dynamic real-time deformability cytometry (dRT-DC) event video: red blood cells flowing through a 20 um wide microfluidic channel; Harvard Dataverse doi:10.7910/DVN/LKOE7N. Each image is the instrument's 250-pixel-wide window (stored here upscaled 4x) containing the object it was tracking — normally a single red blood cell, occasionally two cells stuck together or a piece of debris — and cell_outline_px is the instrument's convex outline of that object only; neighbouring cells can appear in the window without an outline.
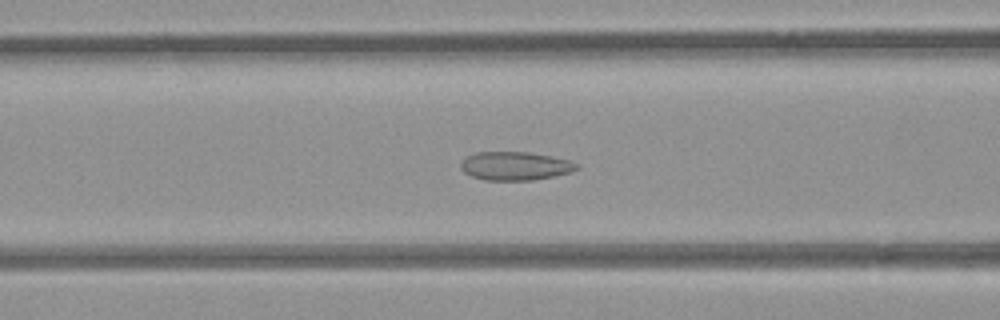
{"species": "common noctule bat (a hibernating species)", "species_latin": "Nyctalus noctula", "temperature_condition": "room temperature", "stored_images_in_passage": 42, "camera_frame_rate_fps": 3000, "um_per_image_px": 0.085, "animal": {"sex": "female", "body_mass_g": 21.9}, "frame": {"image": 1, "passage_image": 13, "time_ms": 4.0, "image_size_px": [1000, 320], "cell_outline_px": [[580, 168], [572, 172], [556, 176], [532, 180], [484, 180], [472, 176], [464, 172], [460, 168], [460, 164], [464, 156], [476, 152], [528, 152], [552, 156], [572, 160], [580, 164]], "centroid_in_image_um": [43.83, 14.1], "position_along_channel_um": 122.8, "area_um2": 19.65}}
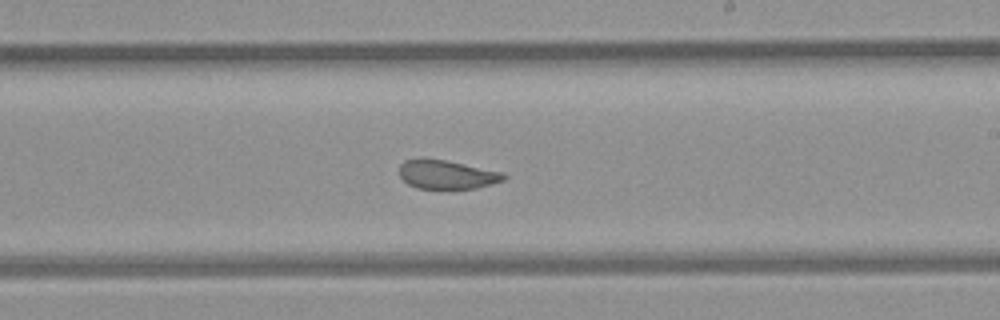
{"frame": {"image": 2, "passage_image": 23, "time_ms": 7.333, "image_size_px": [1000, 320], "cell_outline_px": [[508, 176], [504, 180], [492, 184], [476, 188], [416, 188], [408, 184], [400, 176], [400, 164], [404, 160], [420, 156], [444, 160], [504, 172]], "centroid_in_image_um": [37.96, 14.81], "position_along_channel_um": 251.0, "area_um2": 17.74}}
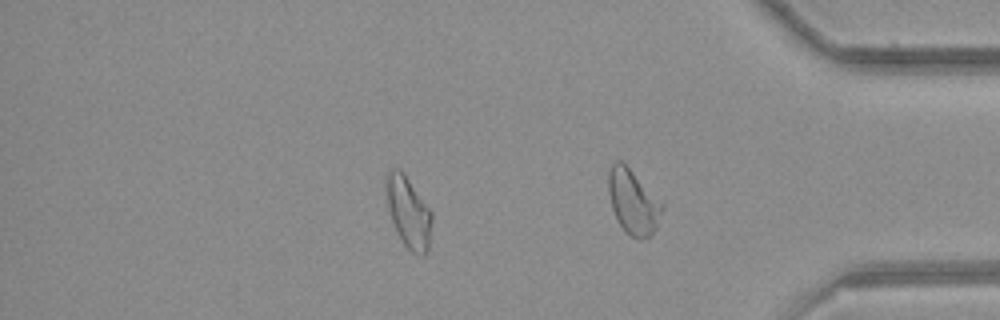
{"frame": {"image": 3, "passage_image": 34, "time_ms": 11.0, "image_size_px": [1000, 320], "cell_outline_px": [[432, 220], [428, 252], [424, 256], [420, 256], [412, 252], [404, 244], [396, 232], [392, 220], [388, 204], [388, 168], [400, 168], [404, 172], [432, 212]], "centroid_in_image_um": [34.76, 18.07], "position_along_channel_um": 400.4, "area_um2": 18.67}, "authors_computed_cell_mechanics": {"area_um2": 19.074, "velocity_mm_per_s": 3.8472, "shape_relaxation_time_tau1_ms": null, "shape_relaxation_time_tau2_ms": 1.0559, "deformation_change_tau1": null, "deformation_change_tau2": 0.0609}}